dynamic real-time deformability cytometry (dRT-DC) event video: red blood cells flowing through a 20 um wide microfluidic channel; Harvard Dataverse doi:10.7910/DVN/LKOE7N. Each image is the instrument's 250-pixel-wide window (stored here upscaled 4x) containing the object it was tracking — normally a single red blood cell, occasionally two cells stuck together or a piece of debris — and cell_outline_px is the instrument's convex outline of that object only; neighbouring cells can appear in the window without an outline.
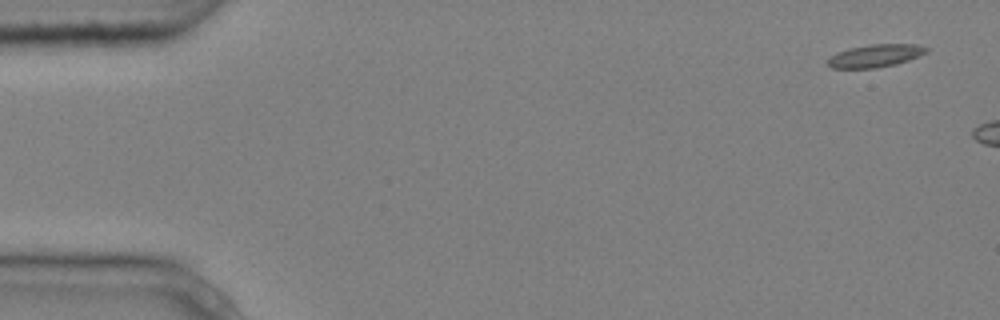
{"species": "common noctule bat (a hibernating species)", "species_latin": "Nyctalus noctula", "temperature_condition": "cold", "stored_images_in_passage": 3, "camera_frame_rate_fps": 3000, "um_per_image_px": 0.085, "animal": {"sex": "male", "body_mass_g": 20.4}, "frame": {"image": 1, "passage_image": 1, "time_ms": 0.0, "image_size_px": [1000, 320], "cell_outline_px": [[928, 52], [908, 60], [896, 64], [876, 68], [832, 68], [828, 64], [828, 60], [836, 52], [848, 48], [872, 44], [912, 44], [928, 48]], "centroid_in_image_um": [74.39, 4.74], "position_along_channel_um": 10.6, "area_um2": 12.95}}